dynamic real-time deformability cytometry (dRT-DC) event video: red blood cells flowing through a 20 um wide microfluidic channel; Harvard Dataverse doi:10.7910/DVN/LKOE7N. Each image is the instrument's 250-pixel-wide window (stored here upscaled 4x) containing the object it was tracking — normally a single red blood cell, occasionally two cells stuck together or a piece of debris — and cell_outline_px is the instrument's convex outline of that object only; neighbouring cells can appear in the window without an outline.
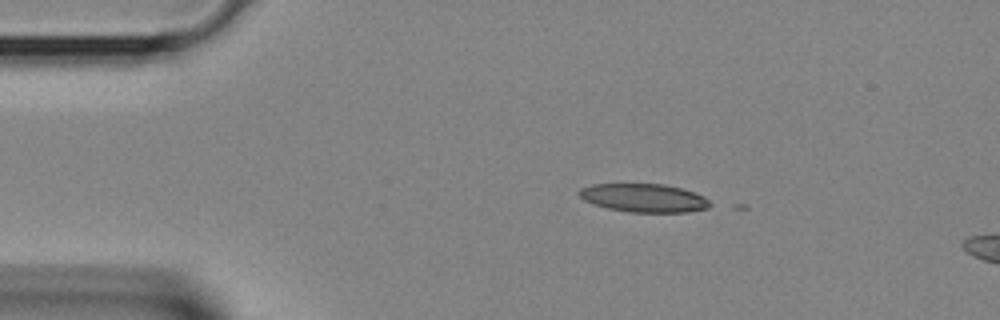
{"species": "Egyptian fruit bat (a non-hibernating species)", "species_latin": "Rousettus aegyptiacus", "temperature_condition": "room temperature", "stored_images_in_passage": 9, "camera_frame_rate_fps": 3000, "um_per_image_px": 0.085, "animal": {"sex": "female"}, "frame": {"image": 1, "passage_image": 6, "time_ms": 1.667, "image_size_px": [1000, 320], "cell_outline_px": [[712, 204], [708, 208], [688, 212], [632, 212], [608, 208], [584, 200], [580, 196], [580, 188], [592, 184], [664, 184], [680, 188], [704, 196]], "centroid_in_image_um": [54.76, 16.82], "position_along_channel_um": 30.2, "area_um2": 21.39}}